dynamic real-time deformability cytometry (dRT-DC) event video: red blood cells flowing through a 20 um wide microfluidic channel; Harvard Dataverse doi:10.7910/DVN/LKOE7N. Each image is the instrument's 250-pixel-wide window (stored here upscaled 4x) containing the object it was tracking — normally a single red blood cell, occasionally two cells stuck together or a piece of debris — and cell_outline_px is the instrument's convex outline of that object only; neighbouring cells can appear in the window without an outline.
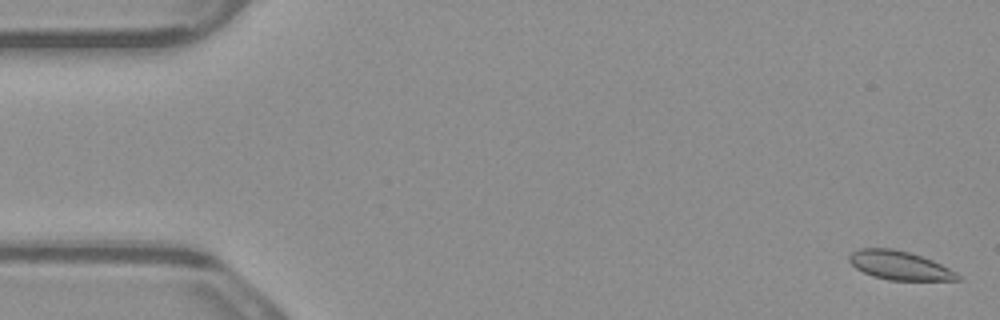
{"species": "common noctule bat (a hibernating species)", "species_latin": "Nyctalus noctula", "temperature_condition": "warm", "stored_images_in_passage": 6, "camera_frame_rate_fps": 3000, "um_per_image_px": 0.085, "animal": {"sex": "male", "body_mass_g": 23.1, "forearm_length_mm": 52.7}, "frame": {"image": 1, "passage_image": 1, "time_ms": 0.0, "image_size_px": [1000, 320], "cell_outline_px": [[964, 280], [888, 280], [872, 276], [856, 268], [848, 260], [848, 256], [852, 252], [860, 248], [892, 248], [908, 252], [932, 260], [956, 272]], "centroid_in_image_um": [76.45, 22.56], "position_along_channel_um": 8.6, "area_um2": 18.09}}